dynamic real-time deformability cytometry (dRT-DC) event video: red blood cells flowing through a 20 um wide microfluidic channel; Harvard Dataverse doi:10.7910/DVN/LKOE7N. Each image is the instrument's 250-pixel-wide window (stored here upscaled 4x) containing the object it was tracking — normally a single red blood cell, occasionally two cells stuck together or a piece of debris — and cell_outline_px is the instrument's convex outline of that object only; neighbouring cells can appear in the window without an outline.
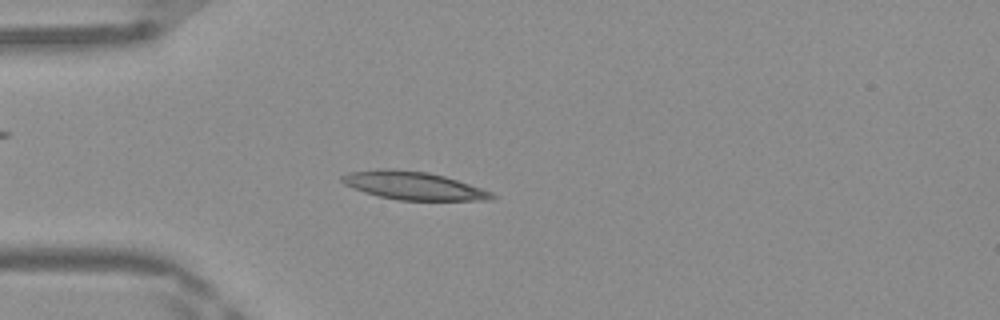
{"species": "Egyptian fruit bat (a non-hibernating species)", "species_latin": "Rousettus aegyptiacus", "temperature_condition": "warm", "stored_images_in_passage": 48, "camera_frame_rate_fps": 3000, "um_per_image_px": 0.085, "frame": {"image": 1, "passage_image": 13, "time_ms": 4.0, "image_size_px": [1000, 320], "cell_outline_px": [[496, 196], [492, 200], [396, 200], [364, 192], [352, 188], [344, 184], [340, 180], [340, 176], [352, 172], [376, 168], [392, 168], [428, 172], [444, 176], [492, 192]], "centroid_in_image_um": [35.09, 15.77], "position_along_channel_um": 49.9, "area_um2": 24.51}}
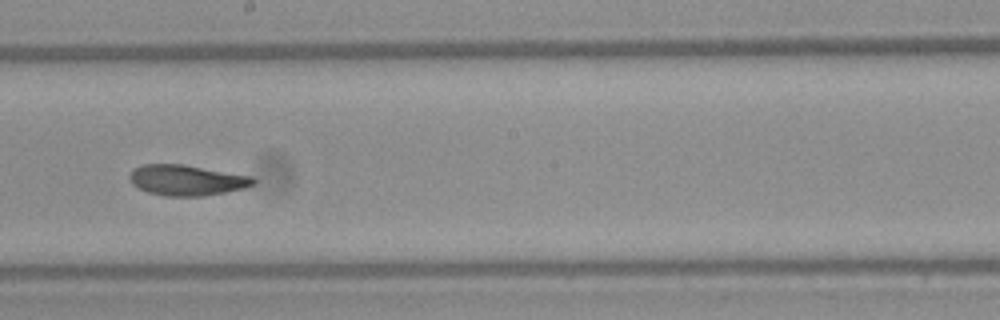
{"frame": {"image": 2, "passage_image": 27, "time_ms": 8.667, "image_size_px": [1000, 320], "cell_outline_px": [[256, 184], [244, 188], [204, 196], [164, 196], [148, 192], [132, 184], [128, 176], [136, 168], [144, 164], [184, 164], [252, 176], [256, 180]], "centroid_in_image_um": [15.9, 15.31], "position_along_channel_um": 232.3, "area_um2": 22.02}}
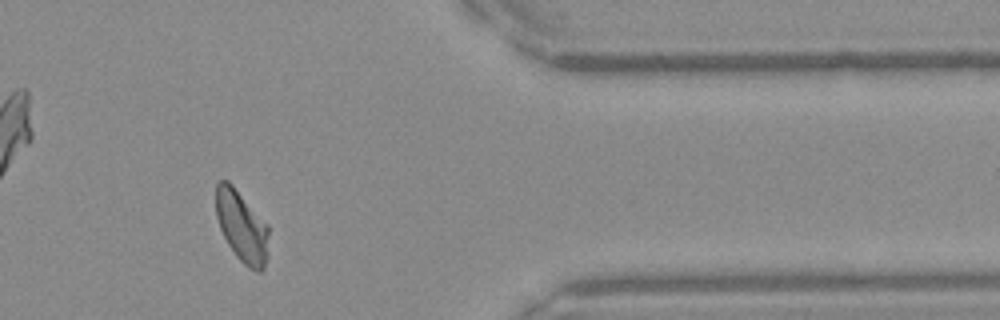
{"frame": {"image": 3, "passage_image": 40, "time_ms": 13.0, "image_size_px": [1000, 320], "cell_outline_px": [[268, 256], [264, 268], [260, 272], [256, 272], [248, 268], [236, 256], [228, 244], [220, 228], [216, 216], [216, 184], [220, 180], [228, 180], [232, 184], [268, 224]], "centroid_in_image_um": [20.57, 19.26], "position_along_channel_um": 390.8, "area_um2": 22.08}, "authors_computed_cell_mechanics": {"area_um2": 22.6287, "velocity_mm_per_s": 4.1675, "shape_relaxation_time_tau1_ms": 5.0725, "shape_relaxation_time_tau2_ms": 2.0049, "deformation_change_tau1": 0.1888, "deformation_change_tau2": 0.084}}